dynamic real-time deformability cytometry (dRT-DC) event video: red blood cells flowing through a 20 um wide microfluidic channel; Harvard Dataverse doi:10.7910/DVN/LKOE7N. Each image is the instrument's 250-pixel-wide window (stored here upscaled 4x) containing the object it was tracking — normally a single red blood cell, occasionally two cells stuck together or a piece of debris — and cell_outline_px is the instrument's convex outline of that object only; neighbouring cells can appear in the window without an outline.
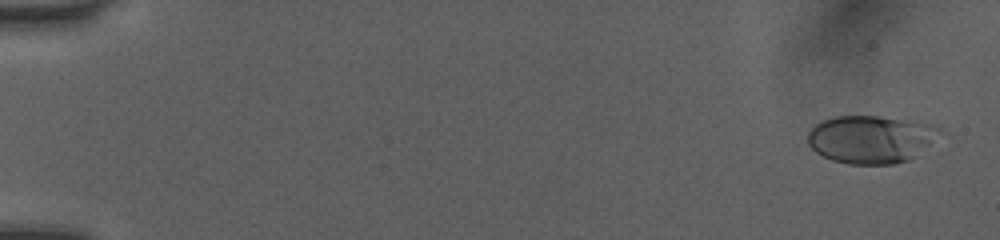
{"species": "human", "species_latin": "Homo sapiens", "temperature_condition": "room temperature", "stored_images_in_passage": 52, "camera_frame_rate_fps": 3000, "um_per_image_px": 0.085, "donor": {"sex": "female"}, "frame": {"image": 1, "passage_image": 2, "time_ms": 0.333, "image_size_px": [1000, 240], "cell_outline_px": [[940, 128], [928, 144], [908, 160], [892, 164], [848, 164], [832, 160], [816, 152], [808, 144], [808, 132], [820, 120], [836, 116], [880, 116], [924, 120], [940, 124]], "centroid_in_image_um": [74.02, 11.79], "position_along_channel_um": 11.0, "area_um2": 36.88}}
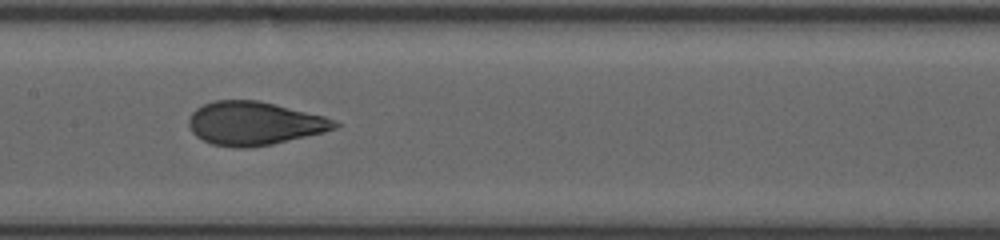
{"frame": {"image": 2, "passage_image": 27, "time_ms": 8.667, "image_size_px": [1000, 240], "cell_outline_px": [[340, 124], [336, 128], [324, 132], [272, 144], [248, 148], [236, 148], [212, 144], [196, 136], [192, 132], [188, 124], [188, 120], [192, 112], [196, 108], [212, 100], [256, 100], [324, 116], [336, 120]], "centroid_in_image_um": [21.59, 10.49], "position_along_channel_um": 185.8, "area_um2": 36.82}}
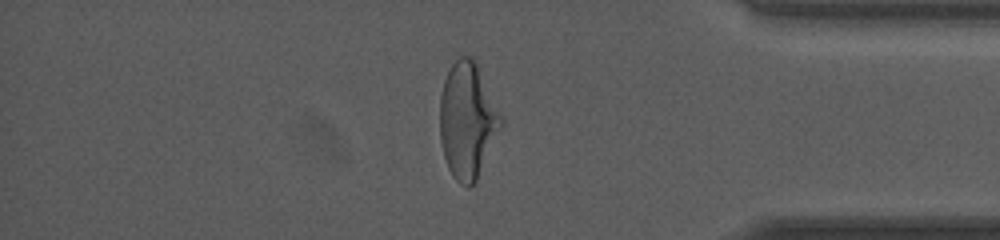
{"frame": {"image": 3, "passage_image": 44, "time_ms": 14.333, "image_size_px": [1000, 240], "cell_outline_px": [[504, 128], [476, 180], [468, 188], [460, 184], [452, 176], [448, 168], [444, 156], [440, 140], [440, 96], [444, 80], [452, 64], [460, 56], [472, 56], [476, 60], [504, 116]], "centroid_in_image_um": [39.79, 10.23], "position_along_channel_um": 395.4, "area_um2": 42.37}}